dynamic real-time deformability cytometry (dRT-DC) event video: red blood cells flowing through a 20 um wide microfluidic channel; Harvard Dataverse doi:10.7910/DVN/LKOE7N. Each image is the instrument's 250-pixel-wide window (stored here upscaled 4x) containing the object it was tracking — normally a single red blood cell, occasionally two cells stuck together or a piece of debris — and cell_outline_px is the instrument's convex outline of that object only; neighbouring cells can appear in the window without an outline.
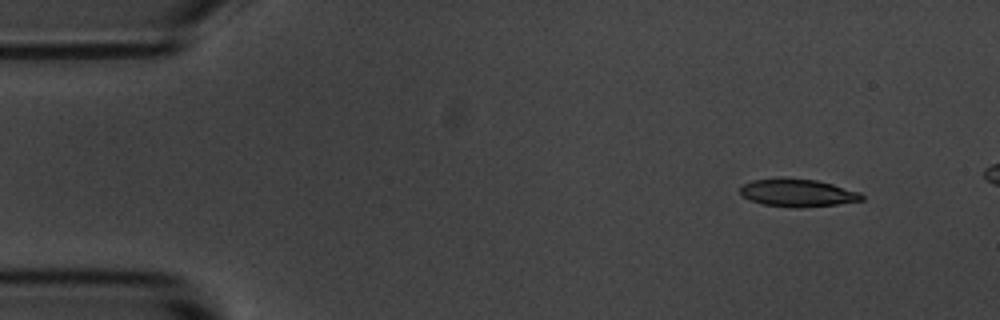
{"species": "common noctule bat (a hibernating species)", "species_latin": "Nyctalus noctula", "temperature_condition": "room temperature", "stored_images_in_passage": 4, "camera_frame_rate_fps": 3000, "um_per_image_px": 0.085, "animal": {"sex": "male", "body_mass_g": 20.1, "forearm_length_mm": 53.5}, "frame": {"image": 1, "passage_image": 1, "time_ms": 0.0, "image_size_px": [1000, 320], "cell_outline_px": [[864, 200], [836, 204], [800, 208], [796, 208], [764, 204], [752, 200], [744, 196], [740, 192], [740, 188], [744, 184], [752, 180], [780, 176], [784, 176], [816, 180], [832, 184], [860, 192], [864, 196]], "centroid_in_image_um": [67.8, 16.36], "position_along_channel_um": 17.2, "area_um2": 19.83}}